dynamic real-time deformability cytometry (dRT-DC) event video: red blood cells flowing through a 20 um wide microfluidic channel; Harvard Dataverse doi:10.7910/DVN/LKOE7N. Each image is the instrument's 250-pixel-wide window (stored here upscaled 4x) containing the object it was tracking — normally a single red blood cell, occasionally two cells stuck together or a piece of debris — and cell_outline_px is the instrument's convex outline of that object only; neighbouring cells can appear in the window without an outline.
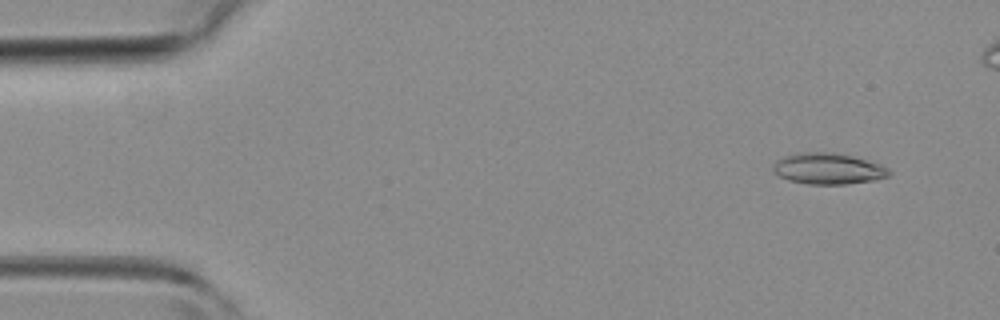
{"species": "common noctule bat (a hibernating species)", "species_latin": "Nyctalus noctula", "temperature_condition": "room temperature", "stored_images_in_passage": 5, "camera_frame_rate_fps": 3000, "um_per_image_px": 0.085, "animal": {"sex": "female", "body_mass_g": 19.3, "forearm_length_mm": 54.1}, "frame": {"image": 1, "passage_image": 1, "time_ms": 0.0, "image_size_px": [1000, 320], "cell_outline_px": [[892, 172], [888, 176], [876, 180], [848, 184], [808, 184], [788, 180], [780, 176], [772, 168], [776, 160], [784, 156], [800, 152], [832, 152], [852, 156], [880, 164], [888, 168]], "centroid_in_image_um": [70.41, 14.34], "position_along_channel_um": 14.6, "area_um2": 21.04}}
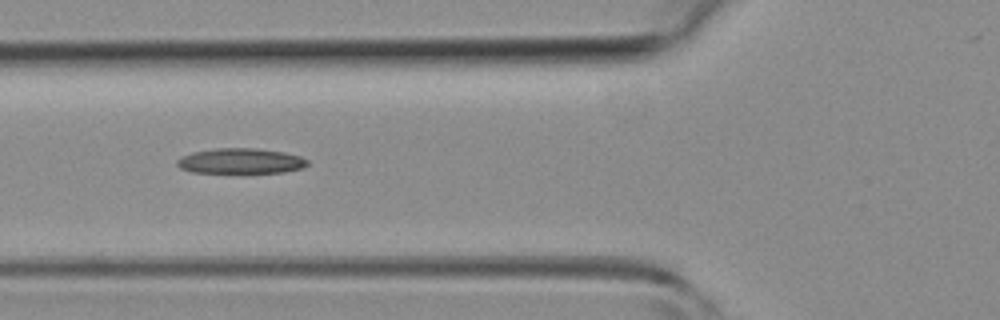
{"frame": {"image": 2, "passage_image": 5, "time_ms": 4.333, "image_size_px": [1000, 320], "cell_outline_px": [[308, 164], [304, 168], [284, 172], [192, 172], [180, 168], [176, 164], [176, 160], [180, 156], [192, 152], [216, 148], [256, 148], [284, 152], [300, 156], [308, 160]], "centroid_in_image_um": [20.45, 13.67], "position_along_channel_um": 105.4, "area_um2": 19.25}}